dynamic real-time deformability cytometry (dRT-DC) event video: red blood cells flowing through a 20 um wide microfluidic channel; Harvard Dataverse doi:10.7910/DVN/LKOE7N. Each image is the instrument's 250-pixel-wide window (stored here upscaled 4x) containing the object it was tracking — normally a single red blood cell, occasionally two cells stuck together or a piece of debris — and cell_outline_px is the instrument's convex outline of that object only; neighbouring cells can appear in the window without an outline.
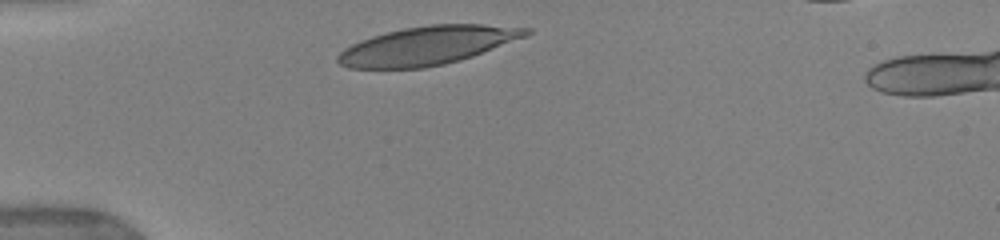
{"species": "human", "species_latin": "Homo sapiens", "temperature_condition": "warm", "stored_images_in_passage": 5, "camera_frame_rate_fps": 3000, "um_per_image_px": 0.085, "donor": {"sex": "female"}, "frame": {"image": 1, "passage_image": 1, "time_ms": 0.0, "image_size_px": [1000, 240], "cell_outline_px": [[532, 32], [524, 36], [472, 56], [460, 60], [444, 64], [424, 68], [348, 68], [340, 64], [336, 60], [336, 56], [344, 48], [360, 40], [372, 36], [404, 28], [428, 24], [484, 24], [532, 28]], "centroid_in_image_um": [36.29, 3.87], "position_along_channel_um": 48.7, "area_um2": 41.91}}